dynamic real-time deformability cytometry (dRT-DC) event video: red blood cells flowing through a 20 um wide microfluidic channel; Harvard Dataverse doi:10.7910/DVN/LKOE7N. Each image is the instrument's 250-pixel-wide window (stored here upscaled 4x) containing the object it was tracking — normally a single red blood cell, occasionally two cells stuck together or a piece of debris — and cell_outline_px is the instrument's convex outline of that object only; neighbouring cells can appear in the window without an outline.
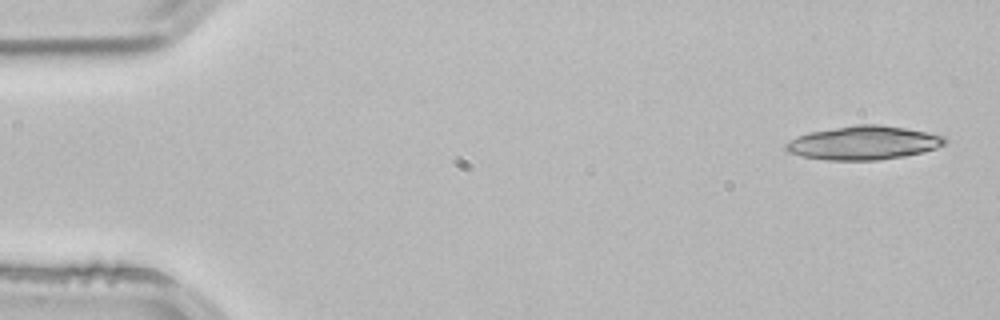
{"species": "common noctule bat (a hibernating species)", "species_latin": "Nyctalus noctula", "temperature_condition": "room temperature", "stored_images_in_passage": 3, "camera_frame_rate_fps": 3000, "um_per_image_px": 0.085, "animal": {"sex": "male", "body_mass_g": 21.5, "forearm_length_mm": 52.0}, "frame": {"image": 1, "passage_image": 1, "time_ms": 0.0, "image_size_px": [1000, 320], "cell_outline_px": [[948, 140], [944, 144], [936, 148], [904, 156], [880, 160], [828, 160], [804, 156], [788, 152], [784, 148], [784, 144], [788, 140], [796, 136], [808, 132], [856, 124], [880, 124], [904, 128], [944, 136]], "centroid_in_image_um": [73.35, 12.13], "position_along_channel_um": 11.6, "area_um2": 31.15}}